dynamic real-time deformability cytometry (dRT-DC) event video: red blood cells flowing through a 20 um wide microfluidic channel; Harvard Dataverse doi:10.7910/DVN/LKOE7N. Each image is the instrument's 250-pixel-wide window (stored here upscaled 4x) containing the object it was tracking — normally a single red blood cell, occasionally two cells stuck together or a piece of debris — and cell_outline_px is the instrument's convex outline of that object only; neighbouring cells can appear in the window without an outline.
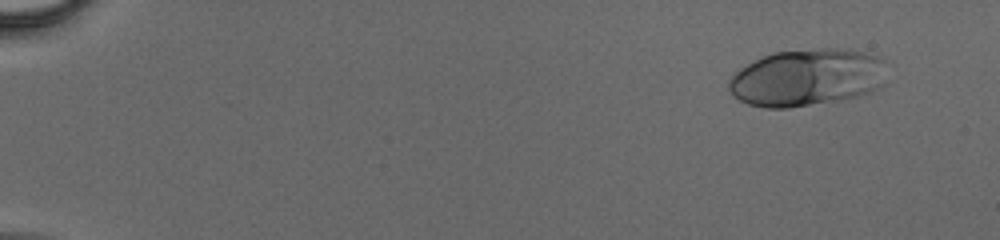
{"species": "human", "species_latin": "Homo sapiens", "temperature_condition": "cold", "stored_images_in_passage": 35, "camera_frame_rate_fps": 3000, "um_per_image_px": 0.085, "donor": {"sex": "male"}, "frame": {"image": 1, "passage_image": 1, "time_ms": 0.0, "image_size_px": [1000, 240], "cell_outline_px": [[884, 84], [880, 88], [856, 96], [840, 100], [788, 108], [764, 108], [748, 104], [732, 96], [728, 88], [728, 80], [740, 68], [772, 52], [824, 48], [832, 48], [864, 52], [880, 56], [884, 60]], "centroid_in_image_um": [68.58, 6.6], "position_along_channel_um": 16.4, "area_um2": 52.71}}
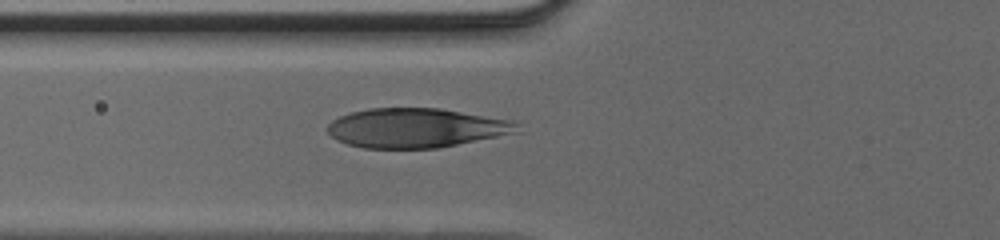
{"frame": {"image": 2, "passage_image": 16, "time_ms": 5.0, "image_size_px": [1000, 240], "cell_outline_px": [[516, 124], [512, 132], [496, 136], [436, 148], [364, 148], [348, 144], [336, 140], [324, 128], [332, 120], [340, 116], [352, 112], [368, 108], [440, 108], [512, 120]], "centroid_in_image_um": [35.24, 10.86], "position_along_channel_um": 90.6, "area_um2": 42.95}}
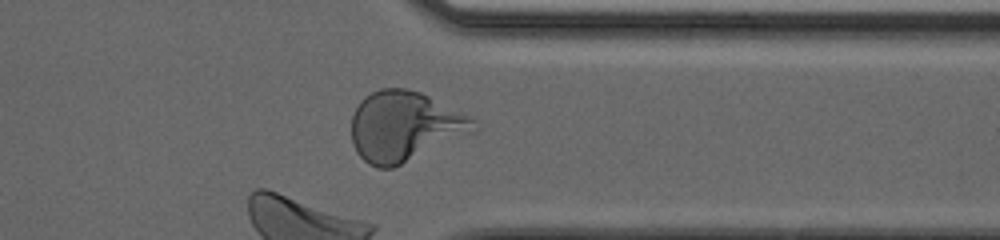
{"frame": {"image": 3, "passage_image": 35, "time_ms": 11.333, "image_size_px": [1000, 240], "cell_outline_px": [[480, 128], [476, 132], [392, 168], [376, 168], [368, 164], [356, 152], [352, 144], [352, 116], [360, 100], [364, 96], [380, 88], [404, 88], [420, 92], [472, 116], [476, 120]], "centroid_in_image_um": [34.42, 10.74], "position_along_channel_um": 377.0, "area_um2": 50.34}}